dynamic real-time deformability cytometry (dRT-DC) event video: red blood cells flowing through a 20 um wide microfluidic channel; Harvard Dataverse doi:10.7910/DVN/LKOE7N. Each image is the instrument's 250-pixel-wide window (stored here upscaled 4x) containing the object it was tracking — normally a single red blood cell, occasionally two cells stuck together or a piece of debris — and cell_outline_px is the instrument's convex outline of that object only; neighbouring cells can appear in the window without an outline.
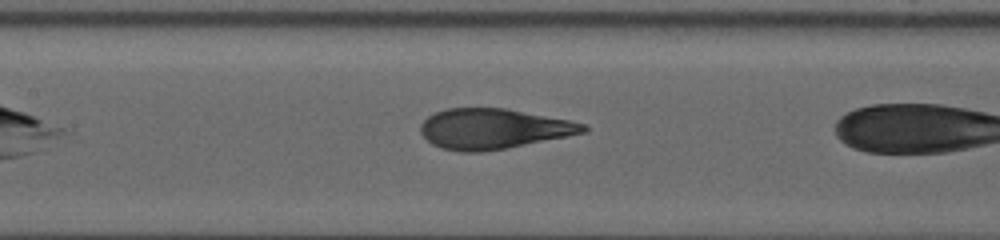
{"species": "human", "species_latin": "Homo sapiens", "temperature_condition": "warm", "stored_images_in_passage": 5, "camera_frame_rate_fps": 3000, "um_per_image_px": 0.085, "donor": {"sex": "female"}, "frame": {"image": 1, "passage_image": 4, "time_ms": 1.0, "image_size_px": [1000, 240], "cell_outline_px": [[588, 132], [568, 136], [504, 148], [480, 152], [460, 152], [440, 148], [432, 144], [420, 132], [420, 124], [428, 116], [436, 112], [448, 108], [504, 108], [568, 120], [584, 124], [588, 128]], "centroid_in_image_um": [41.9, 10.95], "position_along_channel_um": 165.5, "area_um2": 37.86}}